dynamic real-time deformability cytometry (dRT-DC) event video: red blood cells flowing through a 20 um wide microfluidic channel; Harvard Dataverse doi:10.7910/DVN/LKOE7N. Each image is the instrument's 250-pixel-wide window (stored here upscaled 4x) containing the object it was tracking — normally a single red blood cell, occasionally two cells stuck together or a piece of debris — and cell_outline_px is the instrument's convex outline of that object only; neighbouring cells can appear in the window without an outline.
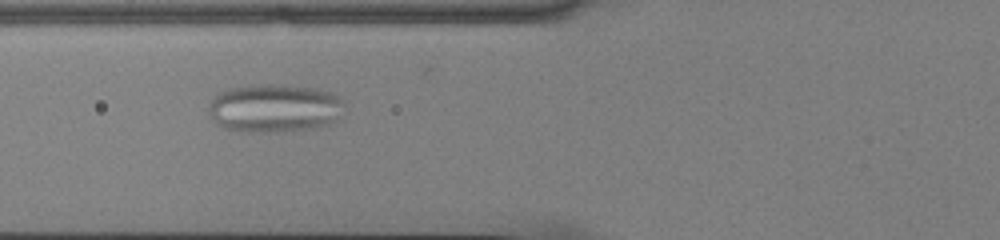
{"species": "common noctule bat (a hibernating species)", "species_latin": "Nyctalus noctula", "temperature_condition": "cold", "stored_images_in_passage": 42, "camera_frame_rate_fps": 3000, "um_per_image_px": 0.085, "animal": {"sex": "male", "body_mass_g": 13.0, "forearm_length_mm": 53.1}, "frame": {"image": 1, "passage_image": 9, "time_ms": 2.667, "image_size_px": [1000, 240], "cell_outline_px": [[344, 104], [336, 120], [320, 128], [276, 132], [240, 132], [224, 128], [216, 124], [208, 112], [208, 108], [212, 100], [220, 92], [228, 88], [260, 84], [284, 84], [316, 88], [332, 92]], "centroid_in_image_um": [23.31, 9.2], "position_along_channel_um": 102.5, "area_um2": 38.61}}
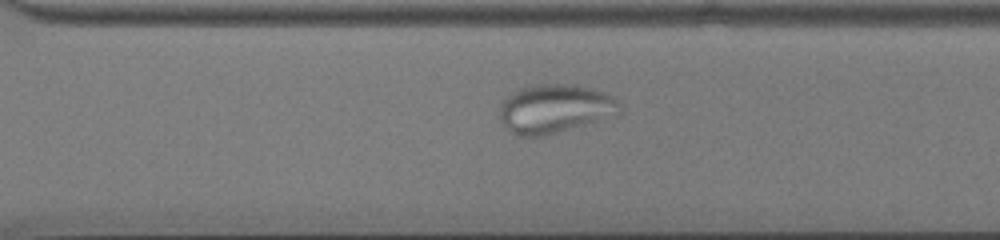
{"frame": {"image": 2, "passage_image": 27, "time_ms": 8.667, "image_size_px": [1000, 240], "cell_outline_px": [[620, 116], [544, 136], [520, 136], [512, 132], [504, 124], [500, 116], [500, 104], [512, 92], [520, 88], [536, 84], [572, 84], [592, 88], [604, 92], [612, 96], [620, 104]], "centroid_in_image_um": [47.23, 9.24], "position_along_channel_um": 323.4, "area_um2": 34.45}}
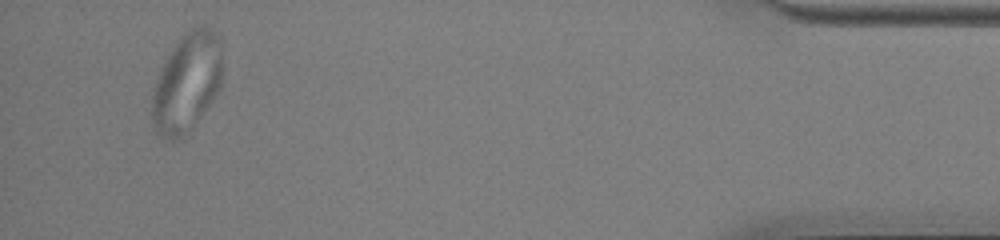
{"frame": {"image": 3, "passage_image": 40, "time_ms": 13.0, "image_size_px": [1000, 240], "cell_outline_px": [[220, 88], [192, 128], [180, 140], [172, 140], [164, 136], [152, 124], [152, 100], [156, 76], [164, 60], [180, 36], [184, 32], [196, 24], [208, 24], [216, 32], [220, 40]], "centroid_in_image_um": [15.87, 6.95], "position_along_channel_um": 419.3, "area_um2": 40.63}}